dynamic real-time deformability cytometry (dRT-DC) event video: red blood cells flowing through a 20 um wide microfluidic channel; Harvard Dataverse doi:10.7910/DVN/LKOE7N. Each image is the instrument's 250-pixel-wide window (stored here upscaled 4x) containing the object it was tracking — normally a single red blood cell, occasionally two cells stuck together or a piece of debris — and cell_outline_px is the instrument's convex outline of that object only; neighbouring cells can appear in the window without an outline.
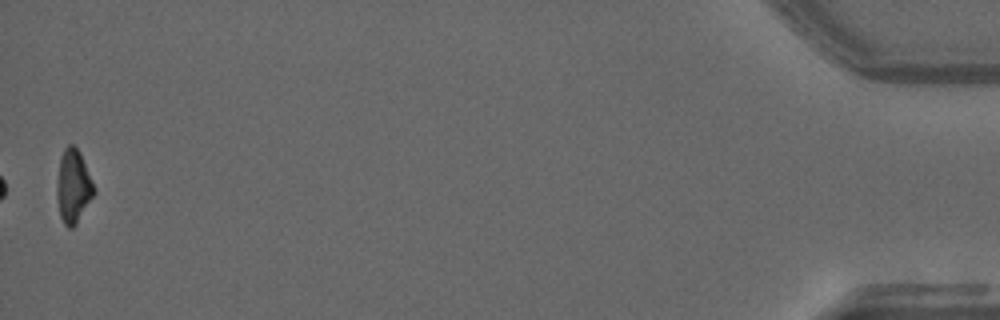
{"species": "common noctule bat (a hibernating species)", "species_latin": "Nyctalus noctula", "temperature_condition": "warm", "stored_images_in_passage": 40, "camera_frame_rate_fps": 3000, "um_per_image_px": 0.085, "animal": {"sex": "male", "forearm_length_mm": 52.5}, "frame": {"image": 1, "passage_image": 40, "time_ms": 13.0, "image_size_px": [1000, 320], "cell_outline_px": [[96, 192], [76, 224], [72, 228], [68, 228], [64, 224], [60, 216], [56, 196], [56, 188], [60, 156], [64, 148], [68, 144], [72, 144], [80, 152], [96, 188]], "centroid_in_image_um": [6.23, 15.83], "position_along_channel_um": 429.0, "area_um2": 16.07}, "authors_computed_cell_mechanics": {"area_um2": 16.3574, "velocity_mm_per_s": 3.7328, "shape_relaxation_time_tau1_ms": 8.0442, "shape_relaxation_time_tau2_ms": 1.5794, "deformation_change_tau1": 0.2781, "deformation_change_tau2": 0.0813}}